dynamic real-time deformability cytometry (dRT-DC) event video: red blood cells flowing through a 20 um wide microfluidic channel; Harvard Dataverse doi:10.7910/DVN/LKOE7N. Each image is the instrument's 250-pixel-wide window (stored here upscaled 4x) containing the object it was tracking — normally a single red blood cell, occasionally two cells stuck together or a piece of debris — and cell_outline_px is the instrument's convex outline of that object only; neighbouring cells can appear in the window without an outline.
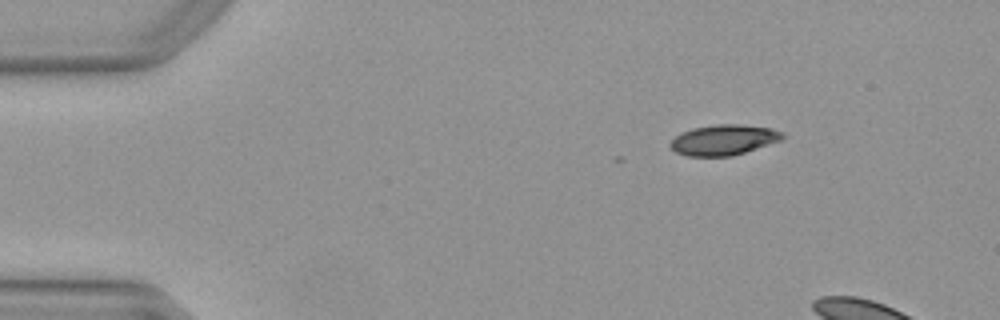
{"species": "Egyptian fruit bat (a non-hibernating species)", "species_latin": "Rousettus aegyptiacus", "temperature_condition": "warm", "stored_images_in_passage": 5, "camera_frame_rate_fps": 3000, "um_per_image_px": 0.085, "animal": {"sex": "female"}, "frame": {"image": 1, "passage_image": 1, "time_ms": 0.0, "image_size_px": [1000, 320], "cell_outline_px": [[784, 140], [732, 156], [688, 156], [676, 152], [668, 144], [676, 136], [692, 128], [716, 124], [740, 124], [772, 128], [784, 132]], "centroid_in_image_um": [61.57, 11.89], "position_along_channel_um": 23.4, "area_um2": 20.0}}